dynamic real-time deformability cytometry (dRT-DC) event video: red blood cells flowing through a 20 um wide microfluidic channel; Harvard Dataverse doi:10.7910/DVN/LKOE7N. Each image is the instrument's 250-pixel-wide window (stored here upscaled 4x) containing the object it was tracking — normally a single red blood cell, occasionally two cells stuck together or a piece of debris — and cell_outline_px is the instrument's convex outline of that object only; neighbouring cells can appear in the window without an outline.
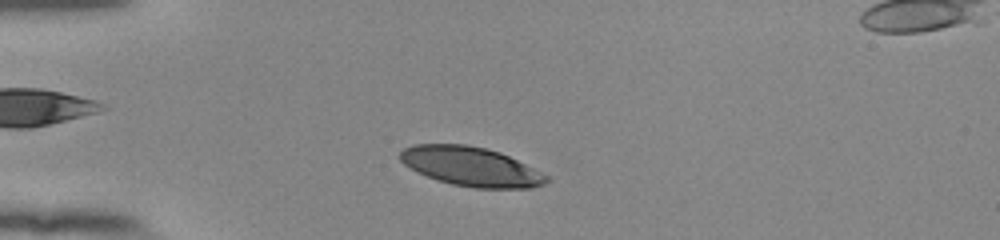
{"species": "human", "species_latin": "Homo sapiens", "temperature_condition": "room temperature", "stored_images_in_passage": 45, "camera_frame_rate_fps": 3000, "um_per_image_px": 0.085, "donor": {"sex": "female"}, "frame": {"image": 1, "passage_image": 6, "time_ms": 1.667, "image_size_px": [1000, 240], "cell_outline_px": [[552, 180], [544, 184], [532, 188], [476, 188], [452, 184], [416, 172], [404, 164], [400, 160], [400, 152], [404, 148], [416, 144], [468, 144], [500, 152], [548, 176]], "centroid_in_image_um": [40.03, 14.15], "position_along_channel_um": 45.0, "area_um2": 33.18}}
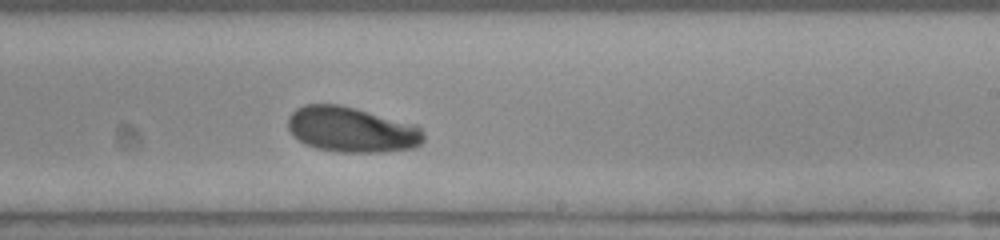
{"frame": {"image": 2, "passage_image": 25, "time_ms": 8.0, "image_size_px": [1000, 240], "cell_outline_px": [[424, 140], [416, 148], [384, 152], [336, 152], [316, 148], [304, 144], [292, 136], [288, 128], [288, 116], [296, 108], [304, 104], [340, 104], [356, 108], [416, 124], [424, 132]], "centroid_in_image_um": [29.88, 11.02], "position_along_channel_um": 259.1, "area_um2": 36.41}}
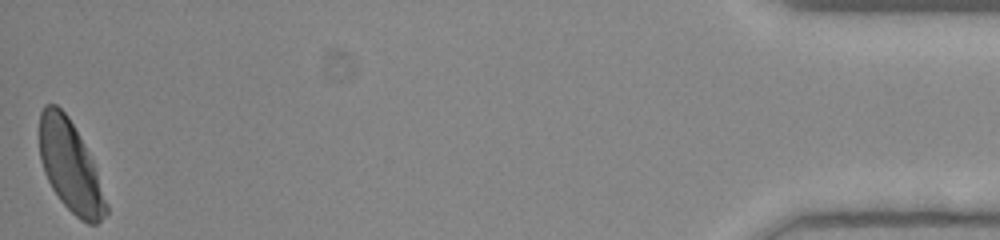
{"frame": {"image": 3, "passage_image": 45, "time_ms": 14.667, "image_size_px": [1000, 240], "cell_outline_px": [[108, 212], [96, 224], [88, 224], [80, 220], [60, 200], [52, 188], [44, 172], [40, 160], [40, 112], [44, 104], [56, 104], [68, 116], [84, 144], [92, 160], [108, 204]], "centroid_in_image_um": [5.96, 14.15], "position_along_channel_um": 429.2, "area_um2": 34.91}, "authors_computed_cell_mechanics": {"area_um2": 35.547, "velocity_mm_per_s": 3.8463, "shape_relaxation_time_tau1_ms": 2.945, "shape_relaxation_time_tau2_ms": null, "deformation_change_tau1": 0.1344, "deformation_change_tau2": null}}